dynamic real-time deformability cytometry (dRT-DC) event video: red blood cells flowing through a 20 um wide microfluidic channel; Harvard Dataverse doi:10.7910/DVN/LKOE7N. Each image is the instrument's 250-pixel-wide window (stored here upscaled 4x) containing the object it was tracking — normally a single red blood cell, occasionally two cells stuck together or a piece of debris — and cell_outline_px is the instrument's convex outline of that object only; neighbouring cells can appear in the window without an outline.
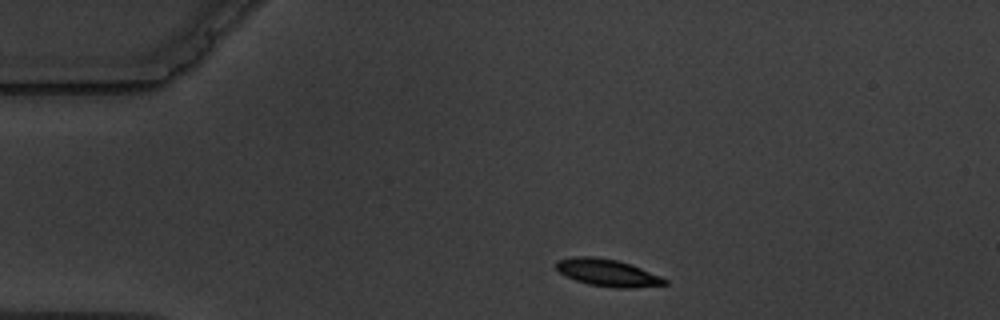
{"species": "common noctule bat (a hibernating species)", "species_latin": "Nyctalus noctula", "temperature_condition": "warm", "stored_images_in_passage": 3, "camera_frame_rate_fps": 3000, "um_per_image_px": 0.085, "animal": {"sex": "male", "body_mass_g": 19.5, "forearm_length_mm": 54.6}, "frame": {"image": 1, "passage_image": 1, "time_ms": 0.0, "image_size_px": [1000, 320], "cell_outline_px": [[668, 284], [632, 288], [616, 288], [588, 284], [576, 280], [560, 272], [556, 268], [556, 260], [572, 256], [592, 256], [616, 260], [640, 268], [660, 276], [668, 280]], "centroid_in_image_um": [51.63, 23.18], "position_along_channel_um": 33.4, "area_um2": 16.99}}
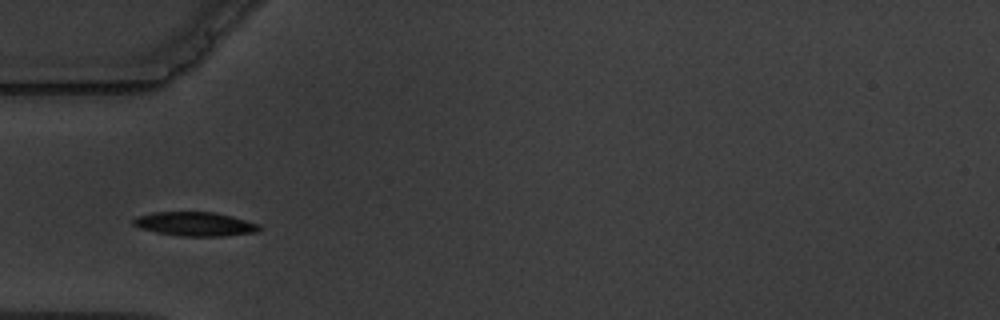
{"frame": {"image": 2, "passage_image": 3, "time_ms": 2.333, "image_size_px": [1000, 320], "cell_outline_px": [[264, 228], [256, 232], [224, 236], [180, 236], [156, 232], [140, 228], [132, 224], [132, 220], [136, 216], [152, 212], [216, 212], [232, 216], [260, 224]], "centroid_in_image_um": [16.59, 19.04], "position_along_channel_um": 68.4, "area_um2": 17.8}}